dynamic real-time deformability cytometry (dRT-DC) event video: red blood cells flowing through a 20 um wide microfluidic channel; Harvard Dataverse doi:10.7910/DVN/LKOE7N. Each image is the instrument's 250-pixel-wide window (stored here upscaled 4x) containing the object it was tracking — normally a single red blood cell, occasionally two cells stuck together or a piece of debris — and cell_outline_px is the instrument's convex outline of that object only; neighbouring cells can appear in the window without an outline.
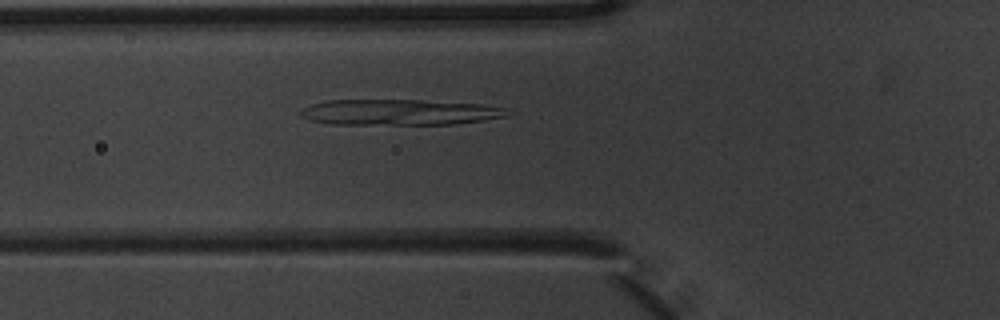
{"species": "common noctule bat (a hibernating species)", "species_latin": "Nyctalus noctula", "temperature_condition": "warm", "stored_images_in_passage": 5, "camera_frame_rate_fps": 3000, "um_per_image_px": 0.085, "animal": {"sex": "male", "body_mass_g": 20.1, "forearm_length_mm": 53.5}, "frame": {"image": 1, "passage_image": 5, "time_ms": 1.333, "image_size_px": [1000, 320], "cell_outline_px": [[508, 116], [484, 120], [452, 124], [332, 124], [308, 120], [300, 116], [300, 112], [304, 108], [312, 104], [328, 100], [420, 100], [484, 104], [508, 108]], "centroid_in_image_um": [33.98, 9.54], "position_along_channel_um": 91.8, "area_um2": 31.04}}